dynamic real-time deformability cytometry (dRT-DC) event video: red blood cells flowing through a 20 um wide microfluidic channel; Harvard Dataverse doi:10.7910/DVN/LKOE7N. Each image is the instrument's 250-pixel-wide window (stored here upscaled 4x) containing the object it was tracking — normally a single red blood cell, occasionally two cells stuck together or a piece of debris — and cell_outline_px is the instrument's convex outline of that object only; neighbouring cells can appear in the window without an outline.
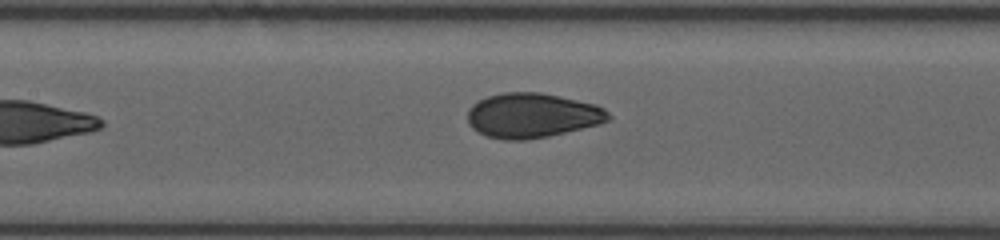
{"species": "human", "species_latin": "Homo sapiens", "temperature_condition": "room temperature", "stored_images_in_passage": 6, "camera_frame_rate_fps": 3000, "um_per_image_px": 0.085, "donor": {"sex": "female"}, "frame": {"image": 1, "passage_image": 6, "time_ms": 4.333, "image_size_px": [1000, 240], "cell_outline_px": [[612, 116], [608, 120], [600, 124], [548, 136], [524, 140], [504, 140], [488, 136], [472, 128], [468, 124], [468, 108], [472, 104], [488, 96], [504, 92], [540, 92], [596, 104], [604, 108]], "centroid_in_image_um": [45.24, 9.81], "position_along_channel_um": 162.2, "area_um2": 36.65}}